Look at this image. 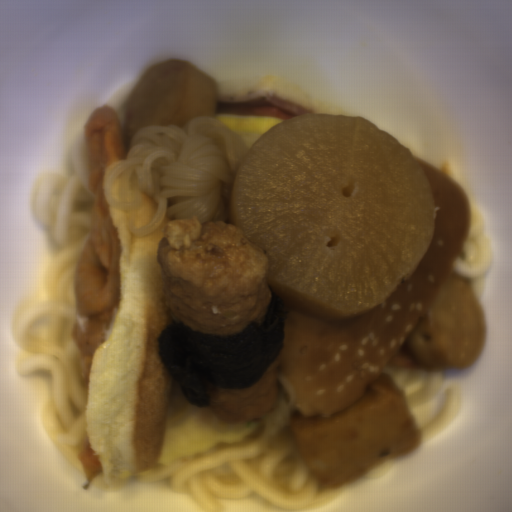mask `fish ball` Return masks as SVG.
Returning a JSON list of instances; mask_svg holds the SVG:
<instances>
[{
	"label": "fish ball",
	"instance_id": "fish-ball-1",
	"mask_svg": "<svg viewBox=\"0 0 512 512\" xmlns=\"http://www.w3.org/2000/svg\"><path fill=\"white\" fill-rule=\"evenodd\" d=\"M292 427L303 467L329 487L363 474L384 453H412L421 441L405 391L386 372L351 409L330 416L292 414Z\"/></svg>",
	"mask_w": 512,
	"mask_h": 512
},
{
	"label": "fish ball",
	"instance_id": "fish-ball-2",
	"mask_svg": "<svg viewBox=\"0 0 512 512\" xmlns=\"http://www.w3.org/2000/svg\"><path fill=\"white\" fill-rule=\"evenodd\" d=\"M218 86L185 59L169 58L154 64L132 86L121 104L124 126L130 136L142 125L175 124L185 128L187 119L217 114Z\"/></svg>",
	"mask_w": 512,
	"mask_h": 512
}]
</instances>
